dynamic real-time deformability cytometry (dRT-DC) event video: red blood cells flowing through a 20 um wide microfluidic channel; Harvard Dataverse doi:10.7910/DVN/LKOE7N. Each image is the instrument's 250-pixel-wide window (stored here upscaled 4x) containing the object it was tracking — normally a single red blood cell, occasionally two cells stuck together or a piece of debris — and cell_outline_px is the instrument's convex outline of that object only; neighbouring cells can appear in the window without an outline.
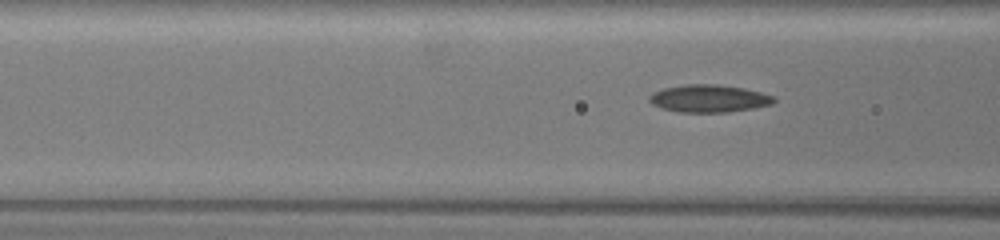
{"species": "common noctule bat (a hibernating species)", "species_latin": "Nyctalus noctula", "temperature_condition": "warm", "stored_images_in_passage": 48, "camera_frame_rate_fps": 3000, "um_per_image_px": 0.085, "animal": {"sex": "female", "body_mass_g": 19.5, "forearm_length_mm": 54.1}, "frame": {"image": 1, "passage_image": 23, "time_ms": 7.333, "image_size_px": [1000, 240], "cell_outline_px": [[776, 100], [772, 104], [752, 108], [728, 112], [676, 112], [660, 108], [652, 104], [648, 100], [648, 96], [652, 92], [664, 88], [684, 84], [716, 84], [744, 88], [760, 92], [772, 96]], "centroid_in_image_um": [60.2, 8.37], "position_along_channel_um": 106.4, "area_um2": 20.06}}
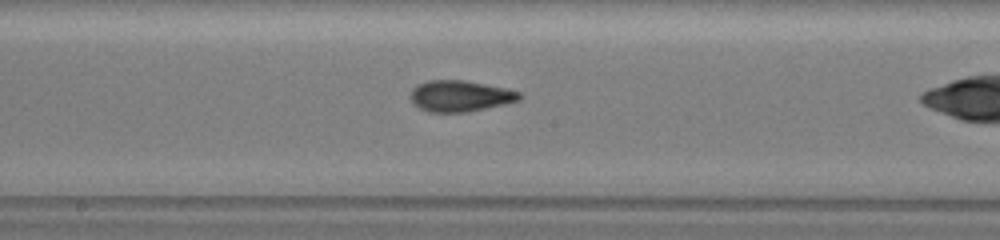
{"frame": {"image": 2, "passage_image": 32, "time_ms": 10.333, "image_size_px": [1000, 240], "cell_outline_px": [[524, 96], [520, 100], [504, 104], [468, 112], [428, 112], [412, 104], [408, 96], [412, 88], [428, 80], [464, 80], [504, 88], [520, 92]], "centroid_in_image_um": [39.08, 8.17], "position_along_channel_um": 209.1, "area_um2": 19.88}}
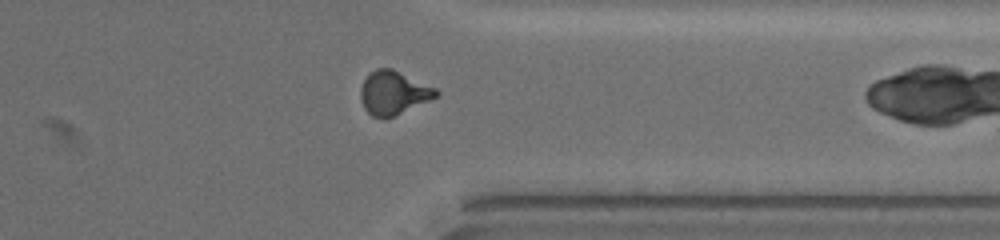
{"frame": {"image": 3, "passage_image": 47, "time_ms": 15.333, "image_size_px": [1000, 240], "cell_outline_px": [[440, 96], [384, 120], [372, 116], [364, 108], [360, 96], [360, 88], [364, 80], [376, 68], [392, 68], [436, 88], [440, 92]], "centroid_in_image_um": [33.46, 7.9], "position_along_channel_um": 377.9, "area_um2": 19.25}}